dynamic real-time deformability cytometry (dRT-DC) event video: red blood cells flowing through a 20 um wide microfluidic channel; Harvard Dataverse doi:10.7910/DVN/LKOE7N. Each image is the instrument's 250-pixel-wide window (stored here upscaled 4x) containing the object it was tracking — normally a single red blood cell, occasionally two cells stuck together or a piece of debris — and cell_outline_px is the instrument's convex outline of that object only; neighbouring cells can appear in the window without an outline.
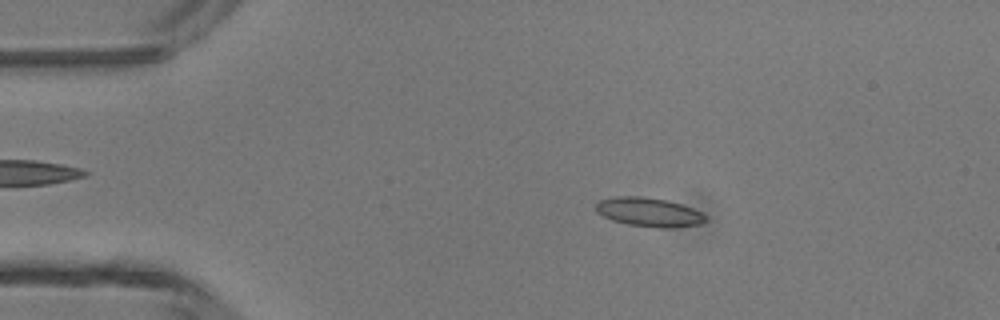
{"species": "common noctule bat (a hibernating species)", "species_latin": "Nyctalus noctula", "temperature_condition": "room temperature", "stored_images_in_passage": 46, "camera_frame_rate_fps": 3000, "um_per_image_px": 0.085, "animal": {"sex": "male", "body_mass_g": 13.3}, "frame": {"image": 1, "passage_image": 8, "time_ms": 2.333, "image_size_px": [1000, 320], "cell_outline_px": [[708, 220], [700, 224], [672, 228], [660, 228], [628, 224], [612, 220], [596, 212], [596, 204], [600, 200], [616, 196], [644, 196], [668, 200], [692, 208], [708, 216]], "centroid_in_image_um": [55.19, 18.03], "position_along_channel_um": 29.8, "area_um2": 18.61}}
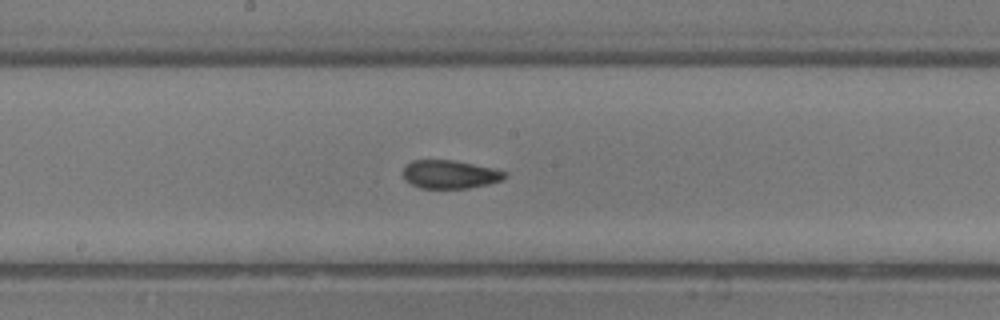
{"frame": {"image": 2, "passage_image": 24, "time_ms": 7.667, "image_size_px": [1000, 320], "cell_outline_px": [[508, 176], [504, 180], [488, 184], [468, 188], [420, 188], [404, 180], [404, 168], [412, 160], [452, 160], [492, 168], [508, 172]], "centroid_in_image_um": [38.28, 14.83], "position_along_channel_um": 209.9, "area_um2": 16.76}}
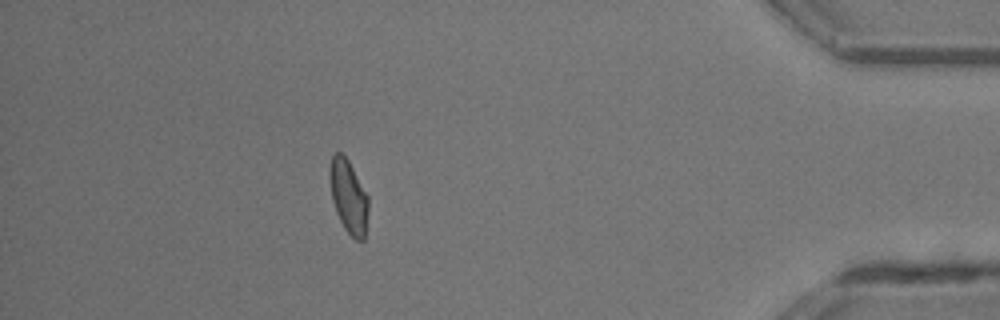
{"frame": {"image": 3, "passage_image": 41, "time_ms": 13.333, "image_size_px": [1000, 320], "cell_outline_px": [[368, 212], [364, 240], [356, 240], [344, 228], [336, 212], [332, 200], [328, 172], [332, 156], [336, 152], [340, 152], [348, 160], [368, 196]], "centroid_in_image_um": [29.61, 16.7], "position_along_channel_um": 405.6, "area_um2": 16.42}, "authors_computed_cell_mechanics": {"area_um2": 17.0221, "velocity_mm_per_s": 4.3724, "shape_relaxation_time_tau1_ms": null, "shape_relaxation_time_tau2_ms": 1.4589, "deformation_change_tau1": null, "deformation_change_tau2": 0.0728}}